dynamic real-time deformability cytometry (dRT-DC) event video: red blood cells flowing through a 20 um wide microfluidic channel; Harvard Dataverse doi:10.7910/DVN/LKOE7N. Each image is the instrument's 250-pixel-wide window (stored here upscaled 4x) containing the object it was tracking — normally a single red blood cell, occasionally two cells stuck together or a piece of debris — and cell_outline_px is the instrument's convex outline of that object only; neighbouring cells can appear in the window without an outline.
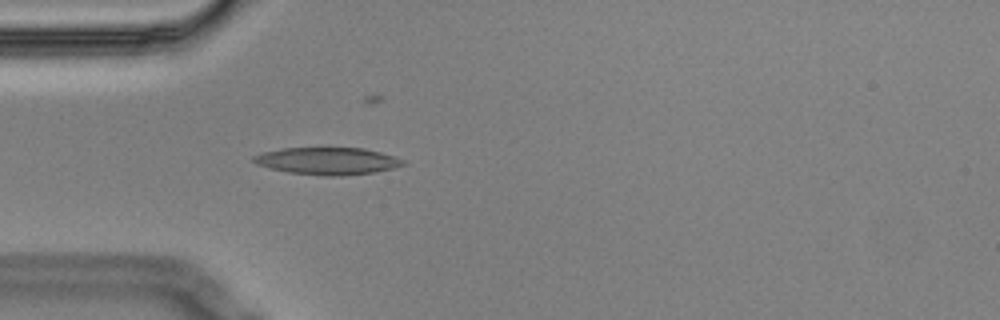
{"species": "Egyptian fruit bat (a non-hibernating species)", "species_latin": "Rousettus aegyptiacus", "temperature_condition": "cold", "stored_images_in_passage": 6, "camera_frame_rate_fps": 3000, "um_per_image_px": 0.085, "animal": {"sex": "male"}, "frame": {"image": 1, "passage_image": 5, "time_ms": 1.333, "image_size_px": [1000, 320], "cell_outline_px": [[404, 164], [392, 168], [372, 172], [332, 176], [324, 176], [288, 172], [256, 164], [252, 160], [252, 156], [260, 152], [284, 148], [364, 148], [380, 152], [404, 160]], "centroid_in_image_um": [27.77, 13.67], "position_along_channel_um": 57.2, "area_um2": 23.35}}